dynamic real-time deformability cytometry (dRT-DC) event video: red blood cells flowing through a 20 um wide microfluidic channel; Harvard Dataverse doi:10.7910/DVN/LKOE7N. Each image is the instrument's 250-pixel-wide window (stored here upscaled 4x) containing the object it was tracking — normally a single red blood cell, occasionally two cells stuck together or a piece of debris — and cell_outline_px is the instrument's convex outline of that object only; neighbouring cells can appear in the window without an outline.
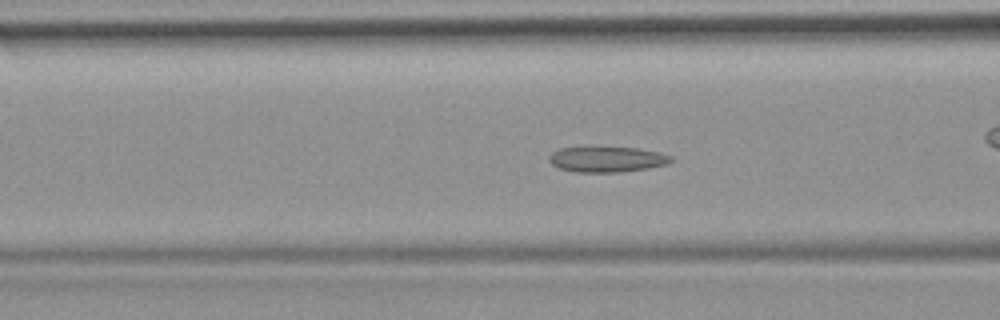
{"species": "common noctule bat (a hibernating species)", "species_latin": "Nyctalus noctula", "temperature_condition": "room temperature", "stored_images_in_passage": 40, "camera_frame_rate_fps": 3000, "um_per_image_px": 0.085, "animal": {"sex": "female", "body_mass_g": 19.9}, "frame": {"image": 1, "passage_image": 7, "time_ms": 2.0, "image_size_px": [1000, 320], "cell_outline_px": [[672, 160], [668, 164], [648, 168], [620, 172], [576, 172], [560, 168], [552, 164], [548, 160], [548, 156], [552, 152], [560, 148], [584, 144], [596, 144], [640, 148], [660, 152], [672, 156]], "centroid_in_image_um": [51.55, 13.47], "position_along_channel_um": 115.1, "area_um2": 19.31}, "authors_computed_cell_mechanics": {"area_um2": 18.1203, "velocity_mm_per_s": 3.7986, "shape_relaxation_time_tau1_ms": null, "shape_relaxation_time_tau2_ms": 3.1041, "deformation_change_tau1": null, "deformation_change_tau2": 0.0998}}